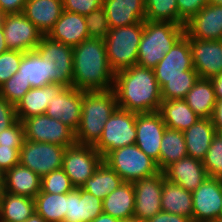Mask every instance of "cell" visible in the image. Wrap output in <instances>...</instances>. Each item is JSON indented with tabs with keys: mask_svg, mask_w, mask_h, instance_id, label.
<instances>
[{
	"mask_svg": "<svg viewBox=\"0 0 222 222\" xmlns=\"http://www.w3.org/2000/svg\"><path fill=\"white\" fill-rule=\"evenodd\" d=\"M113 90L118 108L130 112H157L163 101L154 69L139 65L116 72Z\"/></svg>",
	"mask_w": 222,
	"mask_h": 222,
	"instance_id": "obj_1",
	"label": "cell"
},
{
	"mask_svg": "<svg viewBox=\"0 0 222 222\" xmlns=\"http://www.w3.org/2000/svg\"><path fill=\"white\" fill-rule=\"evenodd\" d=\"M114 77L103 40L88 38L73 47V88L85 92L109 91L113 89Z\"/></svg>",
	"mask_w": 222,
	"mask_h": 222,
	"instance_id": "obj_2",
	"label": "cell"
},
{
	"mask_svg": "<svg viewBox=\"0 0 222 222\" xmlns=\"http://www.w3.org/2000/svg\"><path fill=\"white\" fill-rule=\"evenodd\" d=\"M117 108L113 89L83 91L81 120L75 132L76 143L94 146L102 136L105 123Z\"/></svg>",
	"mask_w": 222,
	"mask_h": 222,
	"instance_id": "obj_3",
	"label": "cell"
},
{
	"mask_svg": "<svg viewBox=\"0 0 222 222\" xmlns=\"http://www.w3.org/2000/svg\"><path fill=\"white\" fill-rule=\"evenodd\" d=\"M184 34L185 26L171 22L145 20L137 65L154 69Z\"/></svg>",
	"mask_w": 222,
	"mask_h": 222,
	"instance_id": "obj_4",
	"label": "cell"
},
{
	"mask_svg": "<svg viewBox=\"0 0 222 222\" xmlns=\"http://www.w3.org/2000/svg\"><path fill=\"white\" fill-rule=\"evenodd\" d=\"M144 22L109 30L104 40L107 60L114 73L137 65Z\"/></svg>",
	"mask_w": 222,
	"mask_h": 222,
	"instance_id": "obj_5",
	"label": "cell"
},
{
	"mask_svg": "<svg viewBox=\"0 0 222 222\" xmlns=\"http://www.w3.org/2000/svg\"><path fill=\"white\" fill-rule=\"evenodd\" d=\"M103 161L113 169L124 182H135L160 172L157 163L147 156L136 144L110 151Z\"/></svg>",
	"mask_w": 222,
	"mask_h": 222,
	"instance_id": "obj_6",
	"label": "cell"
},
{
	"mask_svg": "<svg viewBox=\"0 0 222 222\" xmlns=\"http://www.w3.org/2000/svg\"><path fill=\"white\" fill-rule=\"evenodd\" d=\"M136 142V113L117 108L105 123L94 148L104 158L110 151Z\"/></svg>",
	"mask_w": 222,
	"mask_h": 222,
	"instance_id": "obj_7",
	"label": "cell"
},
{
	"mask_svg": "<svg viewBox=\"0 0 222 222\" xmlns=\"http://www.w3.org/2000/svg\"><path fill=\"white\" fill-rule=\"evenodd\" d=\"M35 51L46 62L50 83L72 87L73 48L71 46L53 41L44 35Z\"/></svg>",
	"mask_w": 222,
	"mask_h": 222,
	"instance_id": "obj_8",
	"label": "cell"
},
{
	"mask_svg": "<svg viewBox=\"0 0 222 222\" xmlns=\"http://www.w3.org/2000/svg\"><path fill=\"white\" fill-rule=\"evenodd\" d=\"M103 162L102 155L92 145L75 143L66 147L62 169L75 188L82 185L94 174Z\"/></svg>",
	"mask_w": 222,
	"mask_h": 222,
	"instance_id": "obj_9",
	"label": "cell"
},
{
	"mask_svg": "<svg viewBox=\"0 0 222 222\" xmlns=\"http://www.w3.org/2000/svg\"><path fill=\"white\" fill-rule=\"evenodd\" d=\"M65 149L61 145L25 139L20 149L19 164L43 177L62 168Z\"/></svg>",
	"mask_w": 222,
	"mask_h": 222,
	"instance_id": "obj_10",
	"label": "cell"
},
{
	"mask_svg": "<svg viewBox=\"0 0 222 222\" xmlns=\"http://www.w3.org/2000/svg\"><path fill=\"white\" fill-rule=\"evenodd\" d=\"M23 124L26 140L46 142L63 147L76 143L75 132L71 128L46 114L26 118Z\"/></svg>",
	"mask_w": 222,
	"mask_h": 222,
	"instance_id": "obj_11",
	"label": "cell"
},
{
	"mask_svg": "<svg viewBox=\"0 0 222 222\" xmlns=\"http://www.w3.org/2000/svg\"><path fill=\"white\" fill-rule=\"evenodd\" d=\"M1 24L9 50H35L44 36L23 13L4 14Z\"/></svg>",
	"mask_w": 222,
	"mask_h": 222,
	"instance_id": "obj_12",
	"label": "cell"
},
{
	"mask_svg": "<svg viewBox=\"0 0 222 222\" xmlns=\"http://www.w3.org/2000/svg\"><path fill=\"white\" fill-rule=\"evenodd\" d=\"M165 175L159 172L133 182L135 192L134 220L146 222L162 211L161 196Z\"/></svg>",
	"mask_w": 222,
	"mask_h": 222,
	"instance_id": "obj_13",
	"label": "cell"
},
{
	"mask_svg": "<svg viewBox=\"0 0 222 222\" xmlns=\"http://www.w3.org/2000/svg\"><path fill=\"white\" fill-rule=\"evenodd\" d=\"M156 78L199 77L193 68L190 38L185 34L154 68Z\"/></svg>",
	"mask_w": 222,
	"mask_h": 222,
	"instance_id": "obj_14",
	"label": "cell"
},
{
	"mask_svg": "<svg viewBox=\"0 0 222 222\" xmlns=\"http://www.w3.org/2000/svg\"><path fill=\"white\" fill-rule=\"evenodd\" d=\"M192 222H213L222 204V179L207 178L192 192Z\"/></svg>",
	"mask_w": 222,
	"mask_h": 222,
	"instance_id": "obj_15",
	"label": "cell"
},
{
	"mask_svg": "<svg viewBox=\"0 0 222 222\" xmlns=\"http://www.w3.org/2000/svg\"><path fill=\"white\" fill-rule=\"evenodd\" d=\"M165 129L166 125L158 111L136 113L135 144L156 162L160 157V145Z\"/></svg>",
	"mask_w": 222,
	"mask_h": 222,
	"instance_id": "obj_16",
	"label": "cell"
},
{
	"mask_svg": "<svg viewBox=\"0 0 222 222\" xmlns=\"http://www.w3.org/2000/svg\"><path fill=\"white\" fill-rule=\"evenodd\" d=\"M82 100L83 91L65 87L49 101L45 114L76 132L81 120Z\"/></svg>",
	"mask_w": 222,
	"mask_h": 222,
	"instance_id": "obj_17",
	"label": "cell"
},
{
	"mask_svg": "<svg viewBox=\"0 0 222 222\" xmlns=\"http://www.w3.org/2000/svg\"><path fill=\"white\" fill-rule=\"evenodd\" d=\"M193 68L201 79L222 73V40L190 38Z\"/></svg>",
	"mask_w": 222,
	"mask_h": 222,
	"instance_id": "obj_18",
	"label": "cell"
},
{
	"mask_svg": "<svg viewBox=\"0 0 222 222\" xmlns=\"http://www.w3.org/2000/svg\"><path fill=\"white\" fill-rule=\"evenodd\" d=\"M185 35L199 40H222V6H204L186 22Z\"/></svg>",
	"mask_w": 222,
	"mask_h": 222,
	"instance_id": "obj_19",
	"label": "cell"
},
{
	"mask_svg": "<svg viewBox=\"0 0 222 222\" xmlns=\"http://www.w3.org/2000/svg\"><path fill=\"white\" fill-rule=\"evenodd\" d=\"M102 199L81 187L67 193V212L64 222H91L103 213Z\"/></svg>",
	"mask_w": 222,
	"mask_h": 222,
	"instance_id": "obj_20",
	"label": "cell"
},
{
	"mask_svg": "<svg viewBox=\"0 0 222 222\" xmlns=\"http://www.w3.org/2000/svg\"><path fill=\"white\" fill-rule=\"evenodd\" d=\"M46 36L72 48L77 46L89 38L85 16L63 10Z\"/></svg>",
	"mask_w": 222,
	"mask_h": 222,
	"instance_id": "obj_21",
	"label": "cell"
},
{
	"mask_svg": "<svg viewBox=\"0 0 222 222\" xmlns=\"http://www.w3.org/2000/svg\"><path fill=\"white\" fill-rule=\"evenodd\" d=\"M163 173L167 181L190 192L197 189L208 178L202 161L188 156L168 166Z\"/></svg>",
	"mask_w": 222,
	"mask_h": 222,
	"instance_id": "obj_22",
	"label": "cell"
},
{
	"mask_svg": "<svg viewBox=\"0 0 222 222\" xmlns=\"http://www.w3.org/2000/svg\"><path fill=\"white\" fill-rule=\"evenodd\" d=\"M110 29L145 21V0H103Z\"/></svg>",
	"mask_w": 222,
	"mask_h": 222,
	"instance_id": "obj_23",
	"label": "cell"
},
{
	"mask_svg": "<svg viewBox=\"0 0 222 222\" xmlns=\"http://www.w3.org/2000/svg\"><path fill=\"white\" fill-rule=\"evenodd\" d=\"M64 88L58 83L31 88L15 106L17 119L23 122L31 116L45 114L49 101Z\"/></svg>",
	"mask_w": 222,
	"mask_h": 222,
	"instance_id": "obj_24",
	"label": "cell"
},
{
	"mask_svg": "<svg viewBox=\"0 0 222 222\" xmlns=\"http://www.w3.org/2000/svg\"><path fill=\"white\" fill-rule=\"evenodd\" d=\"M63 12V0H27L23 14L46 35Z\"/></svg>",
	"mask_w": 222,
	"mask_h": 222,
	"instance_id": "obj_25",
	"label": "cell"
},
{
	"mask_svg": "<svg viewBox=\"0 0 222 222\" xmlns=\"http://www.w3.org/2000/svg\"><path fill=\"white\" fill-rule=\"evenodd\" d=\"M5 192L35 198L41 191V177L20 164L3 174Z\"/></svg>",
	"mask_w": 222,
	"mask_h": 222,
	"instance_id": "obj_26",
	"label": "cell"
},
{
	"mask_svg": "<svg viewBox=\"0 0 222 222\" xmlns=\"http://www.w3.org/2000/svg\"><path fill=\"white\" fill-rule=\"evenodd\" d=\"M183 134L188 157L202 161L217 132L211 118H199Z\"/></svg>",
	"mask_w": 222,
	"mask_h": 222,
	"instance_id": "obj_27",
	"label": "cell"
},
{
	"mask_svg": "<svg viewBox=\"0 0 222 222\" xmlns=\"http://www.w3.org/2000/svg\"><path fill=\"white\" fill-rule=\"evenodd\" d=\"M135 192L132 182L122 185L108 194L102 202L103 213L122 221L134 219Z\"/></svg>",
	"mask_w": 222,
	"mask_h": 222,
	"instance_id": "obj_28",
	"label": "cell"
},
{
	"mask_svg": "<svg viewBox=\"0 0 222 222\" xmlns=\"http://www.w3.org/2000/svg\"><path fill=\"white\" fill-rule=\"evenodd\" d=\"M158 112L167 128L182 132L200 118L184 99L163 100Z\"/></svg>",
	"mask_w": 222,
	"mask_h": 222,
	"instance_id": "obj_29",
	"label": "cell"
},
{
	"mask_svg": "<svg viewBox=\"0 0 222 222\" xmlns=\"http://www.w3.org/2000/svg\"><path fill=\"white\" fill-rule=\"evenodd\" d=\"M161 206L164 212L185 216L192 221V192L166 179L163 181Z\"/></svg>",
	"mask_w": 222,
	"mask_h": 222,
	"instance_id": "obj_30",
	"label": "cell"
},
{
	"mask_svg": "<svg viewBox=\"0 0 222 222\" xmlns=\"http://www.w3.org/2000/svg\"><path fill=\"white\" fill-rule=\"evenodd\" d=\"M184 100L200 118H211L217 101L211 80L199 78Z\"/></svg>",
	"mask_w": 222,
	"mask_h": 222,
	"instance_id": "obj_31",
	"label": "cell"
},
{
	"mask_svg": "<svg viewBox=\"0 0 222 222\" xmlns=\"http://www.w3.org/2000/svg\"><path fill=\"white\" fill-rule=\"evenodd\" d=\"M187 156L183 132L166 127L161 140L160 157L156 162L160 172Z\"/></svg>",
	"mask_w": 222,
	"mask_h": 222,
	"instance_id": "obj_32",
	"label": "cell"
},
{
	"mask_svg": "<svg viewBox=\"0 0 222 222\" xmlns=\"http://www.w3.org/2000/svg\"><path fill=\"white\" fill-rule=\"evenodd\" d=\"M123 182L124 180L103 161L81 188L103 200Z\"/></svg>",
	"mask_w": 222,
	"mask_h": 222,
	"instance_id": "obj_33",
	"label": "cell"
},
{
	"mask_svg": "<svg viewBox=\"0 0 222 222\" xmlns=\"http://www.w3.org/2000/svg\"><path fill=\"white\" fill-rule=\"evenodd\" d=\"M35 211L34 198L5 192L0 206V222H24Z\"/></svg>",
	"mask_w": 222,
	"mask_h": 222,
	"instance_id": "obj_34",
	"label": "cell"
},
{
	"mask_svg": "<svg viewBox=\"0 0 222 222\" xmlns=\"http://www.w3.org/2000/svg\"><path fill=\"white\" fill-rule=\"evenodd\" d=\"M34 200L36 212L47 222H64L67 212V193L39 192Z\"/></svg>",
	"mask_w": 222,
	"mask_h": 222,
	"instance_id": "obj_35",
	"label": "cell"
},
{
	"mask_svg": "<svg viewBox=\"0 0 222 222\" xmlns=\"http://www.w3.org/2000/svg\"><path fill=\"white\" fill-rule=\"evenodd\" d=\"M19 76L29 81L32 88L43 87L50 84V76H47L46 62L35 50L23 54L19 65Z\"/></svg>",
	"mask_w": 222,
	"mask_h": 222,
	"instance_id": "obj_36",
	"label": "cell"
},
{
	"mask_svg": "<svg viewBox=\"0 0 222 222\" xmlns=\"http://www.w3.org/2000/svg\"><path fill=\"white\" fill-rule=\"evenodd\" d=\"M145 20L186 24L179 17L177 0H145Z\"/></svg>",
	"mask_w": 222,
	"mask_h": 222,
	"instance_id": "obj_37",
	"label": "cell"
},
{
	"mask_svg": "<svg viewBox=\"0 0 222 222\" xmlns=\"http://www.w3.org/2000/svg\"><path fill=\"white\" fill-rule=\"evenodd\" d=\"M200 77L156 78L162 100L184 99Z\"/></svg>",
	"mask_w": 222,
	"mask_h": 222,
	"instance_id": "obj_38",
	"label": "cell"
},
{
	"mask_svg": "<svg viewBox=\"0 0 222 222\" xmlns=\"http://www.w3.org/2000/svg\"><path fill=\"white\" fill-rule=\"evenodd\" d=\"M208 178L222 179V137L216 134L202 160Z\"/></svg>",
	"mask_w": 222,
	"mask_h": 222,
	"instance_id": "obj_39",
	"label": "cell"
},
{
	"mask_svg": "<svg viewBox=\"0 0 222 222\" xmlns=\"http://www.w3.org/2000/svg\"><path fill=\"white\" fill-rule=\"evenodd\" d=\"M75 187L65 171L60 168L41 177V191L54 194H66Z\"/></svg>",
	"mask_w": 222,
	"mask_h": 222,
	"instance_id": "obj_40",
	"label": "cell"
},
{
	"mask_svg": "<svg viewBox=\"0 0 222 222\" xmlns=\"http://www.w3.org/2000/svg\"><path fill=\"white\" fill-rule=\"evenodd\" d=\"M31 88L29 81L19 76V72L17 71L10 79L0 86V96L16 106Z\"/></svg>",
	"mask_w": 222,
	"mask_h": 222,
	"instance_id": "obj_41",
	"label": "cell"
},
{
	"mask_svg": "<svg viewBox=\"0 0 222 222\" xmlns=\"http://www.w3.org/2000/svg\"><path fill=\"white\" fill-rule=\"evenodd\" d=\"M90 39L105 40L109 33V25L104 7L101 6L85 15Z\"/></svg>",
	"mask_w": 222,
	"mask_h": 222,
	"instance_id": "obj_42",
	"label": "cell"
},
{
	"mask_svg": "<svg viewBox=\"0 0 222 222\" xmlns=\"http://www.w3.org/2000/svg\"><path fill=\"white\" fill-rule=\"evenodd\" d=\"M24 52L8 50L0 54V86L19 69Z\"/></svg>",
	"mask_w": 222,
	"mask_h": 222,
	"instance_id": "obj_43",
	"label": "cell"
},
{
	"mask_svg": "<svg viewBox=\"0 0 222 222\" xmlns=\"http://www.w3.org/2000/svg\"><path fill=\"white\" fill-rule=\"evenodd\" d=\"M25 140L24 124L17 120L12 126L0 133V146L22 147Z\"/></svg>",
	"mask_w": 222,
	"mask_h": 222,
	"instance_id": "obj_44",
	"label": "cell"
},
{
	"mask_svg": "<svg viewBox=\"0 0 222 222\" xmlns=\"http://www.w3.org/2000/svg\"><path fill=\"white\" fill-rule=\"evenodd\" d=\"M102 5L103 0H63V10L84 16Z\"/></svg>",
	"mask_w": 222,
	"mask_h": 222,
	"instance_id": "obj_45",
	"label": "cell"
},
{
	"mask_svg": "<svg viewBox=\"0 0 222 222\" xmlns=\"http://www.w3.org/2000/svg\"><path fill=\"white\" fill-rule=\"evenodd\" d=\"M208 4V0H177L179 17L186 23Z\"/></svg>",
	"mask_w": 222,
	"mask_h": 222,
	"instance_id": "obj_46",
	"label": "cell"
},
{
	"mask_svg": "<svg viewBox=\"0 0 222 222\" xmlns=\"http://www.w3.org/2000/svg\"><path fill=\"white\" fill-rule=\"evenodd\" d=\"M22 147L0 146V174H4L13 166L19 164L20 149Z\"/></svg>",
	"mask_w": 222,
	"mask_h": 222,
	"instance_id": "obj_47",
	"label": "cell"
},
{
	"mask_svg": "<svg viewBox=\"0 0 222 222\" xmlns=\"http://www.w3.org/2000/svg\"><path fill=\"white\" fill-rule=\"evenodd\" d=\"M15 105L0 96V133L17 121Z\"/></svg>",
	"mask_w": 222,
	"mask_h": 222,
	"instance_id": "obj_48",
	"label": "cell"
},
{
	"mask_svg": "<svg viewBox=\"0 0 222 222\" xmlns=\"http://www.w3.org/2000/svg\"><path fill=\"white\" fill-rule=\"evenodd\" d=\"M27 0H0V14L22 13Z\"/></svg>",
	"mask_w": 222,
	"mask_h": 222,
	"instance_id": "obj_49",
	"label": "cell"
},
{
	"mask_svg": "<svg viewBox=\"0 0 222 222\" xmlns=\"http://www.w3.org/2000/svg\"><path fill=\"white\" fill-rule=\"evenodd\" d=\"M146 222H192L189 218L164 211L159 212Z\"/></svg>",
	"mask_w": 222,
	"mask_h": 222,
	"instance_id": "obj_50",
	"label": "cell"
},
{
	"mask_svg": "<svg viewBox=\"0 0 222 222\" xmlns=\"http://www.w3.org/2000/svg\"><path fill=\"white\" fill-rule=\"evenodd\" d=\"M211 120L216 132L222 129V99H217Z\"/></svg>",
	"mask_w": 222,
	"mask_h": 222,
	"instance_id": "obj_51",
	"label": "cell"
},
{
	"mask_svg": "<svg viewBox=\"0 0 222 222\" xmlns=\"http://www.w3.org/2000/svg\"><path fill=\"white\" fill-rule=\"evenodd\" d=\"M216 99H222V73L212 77L211 79Z\"/></svg>",
	"mask_w": 222,
	"mask_h": 222,
	"instance_id": "obj_52",
	"label": "cell"
},
{
	"mask_svg": "<svg viewBox=\"0 0 222 222\" xmlns=\"http://www.w3.org/2000/svg\"><path fill=\"white\" fill-rule=\"evenodd\" d=\"M91 222H123V221L120 219L114 218L111 215L101 213L99 216H97Z\"/></svg>",
	"mask_w": 222,
	"mask_h": 222,
	"instance_id": "obj_53",
	"label": "cell"
},
{
	"mask_svg": "<svg viewBox=\"0 0 222 222\" xmlns=\"http://www.w3.org/2000/svg\"><path fill=\"white\" fill-rule=\"evenodd\" d=\"M8 50L9 49H8L6 42H5V35H4L3 28H2V24H0V54L3 52H6Z\"/></svg>",
	"mask_w": 222,
	"mask_h": 222,
	"instance_id": "obj_54",
	"label": "cell"
},
{
	"mask_svg": "<svg viewBox=\"0 0 222 222\" xmlns=\"http://www.w3.org/2000/svg\"><path fill=\"white\" fill-rule=\"evenodd\" d=\"M24 222H47L43 217H41L36 211Z\"/></svg>",
	"mask_w": 222,
	"mask_h": 222,
	"instance_id": "obj_55",
	"label": "cell"
},
{
	"mask_svg": "<svg viewBox=\"0 0 222 222\" xmlns=\"http://www.w3.org/2000/svg\"><path fill=\"white\" fill-rule=\"evenodd\" d=\"M4 193H5L4 179L3 177H0V206H1V201L3 200Z\"/></svg>",
	"mask_w": 222,
	"mask_h": 222,
	"instance_id": "obj_56",
	"label": "cell"
},
{
	"mask_svg": "<svg viewBox=\"0 0 222 222\" xmlns=\"http://www.w3.org/2000/svg\"><path fill=\"white\" fill-rule=\"evenodd\" d=\"M208 4H214V5L222 6V0H208Z\"/></svg>",
	"mask_w": 222,
	"mask_h": 222,
	"instance_id": "obj_57",
	"label": "cell"
},
{
	"mask_svg": "<svg viewBox=\"0 0 222 222\" xmlns=\"http://www.w3.org/2000/svg\"><path fill=\"white\" fill-rule=\"evenodd\" d=\"M213 222H222V218H217V219L214 220Z\"/></svg>",
	"mask_w": 222,
	"mask_h": 222,
	"instance_id": "obj_58",
	"label": "cell"
},
{
	"mask_svg": "<svg viewBox=\"0 0 222 222\" xmlns=\"http://www.w3.org/2000/svg\"><path fill=\"white\" fill-rule=\"evenodd\" d=\"M219 218H222V204H221V210H220V213H219Z\"/></svg>",
	"mask_w": 222,
	"mask_h": 222,
	"instance_id": "obj_59",
	"label": "cell"
},
{
	"mask_svg": "<svg viewBox=\"0 0 222 222\" xmlns=\"http://www.w3.org/2000/svg\"><path fill=\"white\" fill-rule=\"evenodd\" d=\"M217 134H218L219 136H221V137H222V129H221V130H219V131L217 132Z\"/></svg>",
	"mask_w": 222,
	"mask_h": 222,
	"instance_id": "obj_60",
	"label": "cell"
},
{
	"mask_svg": "<svg viewBox=\"0 0 222 222\" xmlns=\"http://www.w3.org/2000/svg\"><path fill=\"white\" fill-rule=\"evenodd\" d=\"M123 222H140V221H137V220H129V221H123Z\"/></svg>",
	"mask_w": 222,
	"mask_h": 222,
	"instance_id": "obj_61",
	"label": "cell"
},
{
	"mask_svg": "<svg viewBox=\"0 0 222 222\" xmlns=\"http://www.w3.org/2000/svg\"><path fill=\"white\" fill-rule=\"evenodd\" d=\"M2 16H3V15H2V14H0V24H1V21H2Z\"/></svg>",
	"mask_w": 222,
	"mask_h": 222,
	"instance_id": "obj_62",
	"label": "cell"
}]
</instances>
